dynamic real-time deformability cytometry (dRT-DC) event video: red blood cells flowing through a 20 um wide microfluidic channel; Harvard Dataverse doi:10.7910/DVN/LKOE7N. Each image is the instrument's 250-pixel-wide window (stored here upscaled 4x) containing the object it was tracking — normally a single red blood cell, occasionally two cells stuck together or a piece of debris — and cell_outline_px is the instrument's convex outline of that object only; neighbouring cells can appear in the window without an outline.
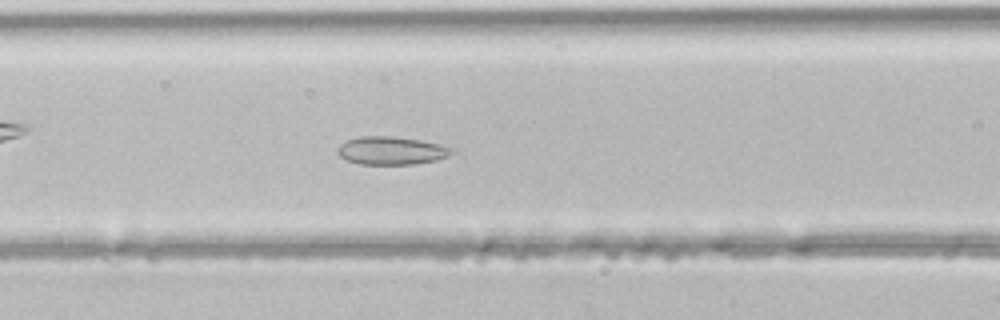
{"species": "common noctule bat (a hibernating species)", "species_latin": "Nyctalus noctula", "temperature_condition": "room temperature", "stored_images_in_passage": 46, "camera_frame_rate_fps": 3000, "um_per_image_px": 0.085, "animal": {"sex": "male", "body_mass_g": 21.5, "forearm_length_mm": 52.0}, "frame": {"image": 1, "passage_image": 19, "time_ms": 6.0, "image_size_px": [1000, 320], "cell_outline_px": [[452, 152], [448, 156], [436, 160], [412, 164], [360, 164], [344, 160], [336, 152], [336, 148], [344, 140], [360, 136], [392, 136], [420, 140], [440, 144], [452, 148]], "centroid_in_image_um": [33.19, 12.79], "position_along_channel_um": 133.4, "area_um2": 18.79}}
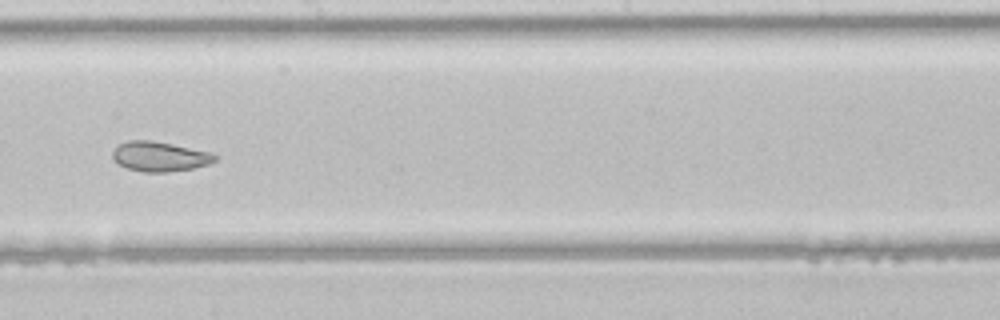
{"frame": {"image": 2, "passage_image": 26, "time_ms": 8.333, "image_size_px": [1000, 320], "cell_outline_px": [[216, 160], [208, 164], [192, 168], [164, 172], [144, 172], [128, 168], [120, 164], [112, 156], [112, 152], [116, 144], [128, 140], [152, 140], [212, 152], [216, 156]], "centroid_in_image_um": [13.55, 13.28], "position_along_channel_um": 234.6, "area_um2": 17.69}}
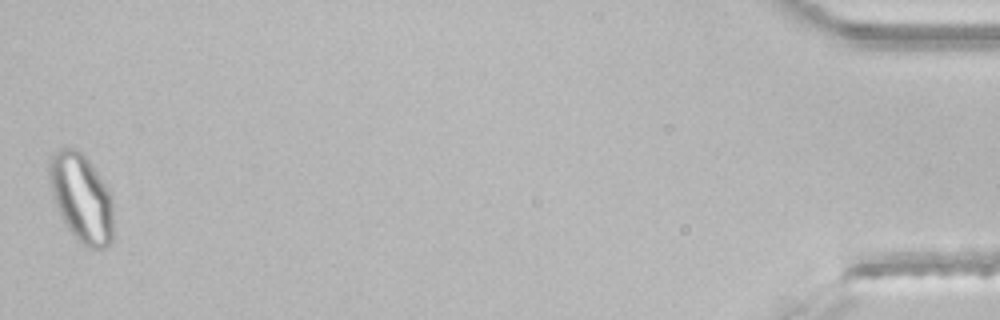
{"frame": {"image": 3, "passage_image": 46, "time_ms": 15.0, "image_size_px": [1000, 320], "cell_outline_px": [[112, 240], [104, 248], [88, 248], [68, 228], [56, 204], [52, 192], [52, 156], [60, 148], [76, 148], [88, 160], [108, 188], [112, 200]], "centroid_in_image_um": [6.98, 16.84], "position_along_channel_um": 428.2, "area_um2": 31.62}}